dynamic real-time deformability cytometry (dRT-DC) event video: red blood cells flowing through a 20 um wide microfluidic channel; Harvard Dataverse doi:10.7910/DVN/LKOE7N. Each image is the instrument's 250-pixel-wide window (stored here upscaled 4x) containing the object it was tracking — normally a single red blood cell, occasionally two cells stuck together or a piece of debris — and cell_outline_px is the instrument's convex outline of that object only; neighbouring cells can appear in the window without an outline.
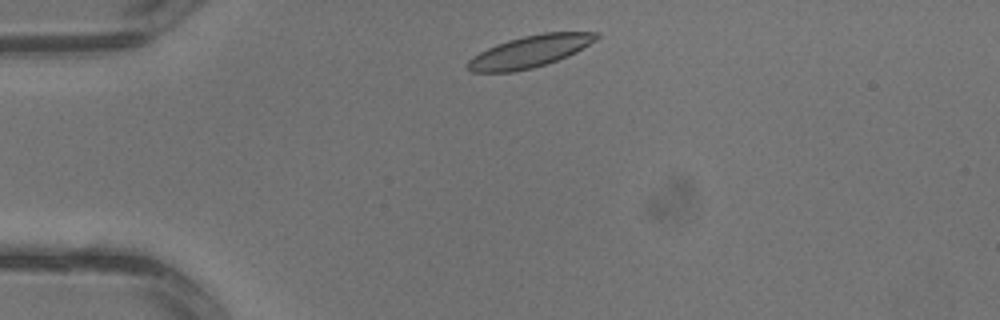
{"species": "common noctule bat (a hibernating species)", "species_latin": "Nyctalus noctula", "temperature_condition": "warm", "stored_images_in_passage": 2, "camera_frame_rate_fps": 3000, "um_per_image_px": 0.085, "animal": {"sex": "male", "body_mass_g": 13.3}, "frame": {"image": 1, "passage_image": 1, "time_ms": 0.0, "image_size_px": [1000, 320], "cell_outline_px": [[600, 36], [596, 40], [576, 52], [568, 56], [532, 68], [512, 72], [472, 72], [464, 64], [472, 56], [496, 44], [508, 40], [524, 36], [544, 32], [600, 32]], "centroid_in_image_um": [45.02, 4.37], "position_along_channel_um": 40.0, "area_um2": 23.81}}